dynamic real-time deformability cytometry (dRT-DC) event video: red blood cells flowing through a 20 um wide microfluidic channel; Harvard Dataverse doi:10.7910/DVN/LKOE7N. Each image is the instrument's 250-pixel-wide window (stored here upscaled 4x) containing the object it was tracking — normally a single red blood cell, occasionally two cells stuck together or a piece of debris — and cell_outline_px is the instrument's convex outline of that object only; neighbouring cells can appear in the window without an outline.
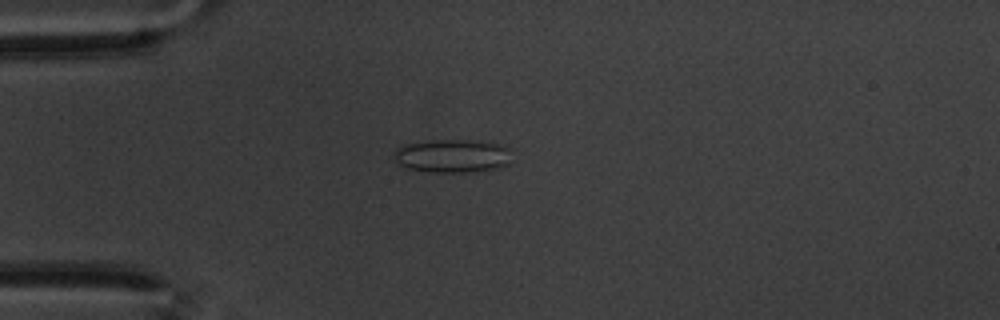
{"species": "common noctule bat (a hibernating species)", "species_latin": "Nyctalus noctula", "temperature_condition": "warm", "stored_images_in_passage": 48, "camera_frame_rate_fps": 3000, "um_per_image_px": 0.085, "animal": {"sex": "male", "body_mass_g": 20.1, "forearm_length_mm": 53.5}, "frame": {"image": 1, "passage_image": 5, "time_ms": 1.333, "image_size_px": [1000, 320], "cell_outline_px": [[508, 164], [496, 168], [472, 172], [428, 172], [408, 168], [400, 164], [396, 160], [396, 148], [404, 144], [432, 140], [468, 140], [496, 144], [508, 148]], "centroid_in_image_um": [38.41, 13.26], "position_along_channel_um": 46.6, "area_um2": 22.43}}
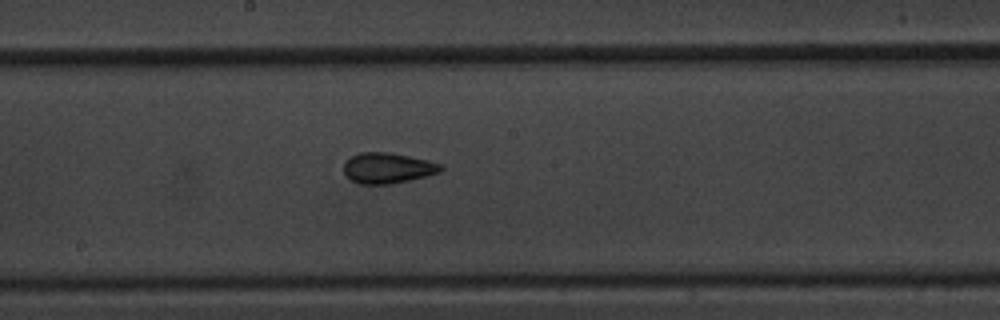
{"frame": {"image": 2, "passage_image": 21, "time_ms": 6.667, "image_size_px": [1000, 320], "cell_outline_px": [[444, 168], [440, 172], [408, 180], [388, 184], [360, 184], [352, 180], [344, 172], [344, 164], [352, 156], [360, 152], [388, 152], [428, 160], [440, 164]], "centroid_in_image_um": [32.95, 14.28], "position_along_channel_um": 215.3, "area_um2": 16.99}}
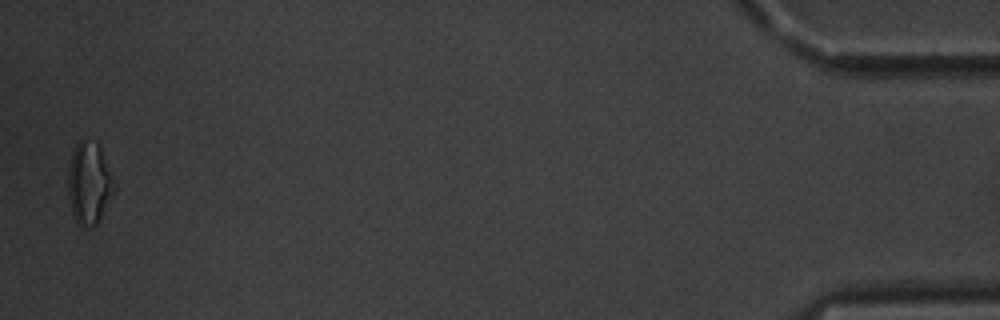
{"frame": {"image": 3, "passage_image": 47, "time_ms": 15.333, "image_size_px": [1000, 320], "cell_outline_px": [[116, 192], [96, 224], [92, 228], [88, 228], [76, 224], [72, 216], [68, 196], [68, 172], [72, 148], [80, 140], [84, 140], [96, 144], [100, 148], [116, 184]], "centroid_in_image_um": [7.57, 15.63], "position_along_channel_um": 427.6, "area_um2": 22.37}, "authors_computed_cell_mechanics": {"area_um2": 17.2244, "velocity_mm_per_s": 3.4652, "shape_relaxation_time_tau1_ms": null, "shape_relaxation_time_tau2_ms": 1.6592, "deformation_change_tau1": null, "deformation_change_tau2": 0.0936}}